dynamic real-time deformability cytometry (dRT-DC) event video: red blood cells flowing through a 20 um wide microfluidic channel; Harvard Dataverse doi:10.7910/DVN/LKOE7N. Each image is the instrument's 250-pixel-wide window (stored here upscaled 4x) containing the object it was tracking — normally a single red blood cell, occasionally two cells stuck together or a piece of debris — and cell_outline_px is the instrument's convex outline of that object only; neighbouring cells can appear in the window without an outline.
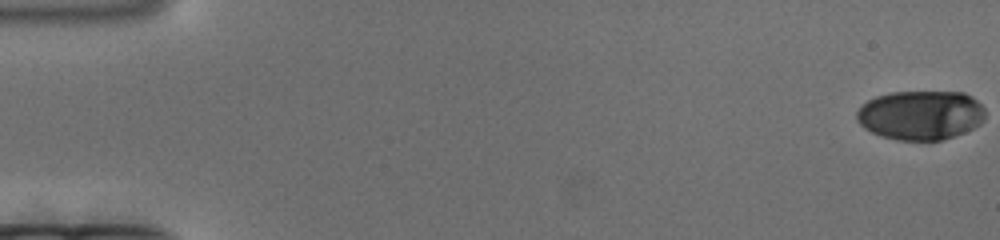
{"species": "human", "species_latin": "Homo sapiens", "temperature_condition": "cold", "stored_images_in_passage": 181, "camera_frame_rate_fps": 3000, "um_per_image_px": 0.085, "donor": {"sex": "female"}, "frame": {"image": 1, "passage_image": 1, "time_ms": 0.0, "image_size_px": [1000, 240], "cell_outline_px": [[984, 120], [980, 124], [964, 132], [940, 140], [900, 140], [884, 136], [872, 132], [864, 128], [860, 124], [856, 116], [856, 112], [860, 104], [876, 96], [892, 92], [964, 92], [972, 96], [984, 108]], "centroid_in_image_um": [78.24, 9.77], "position_along_channel_um": 6.8, "area_um2": 36.88}}
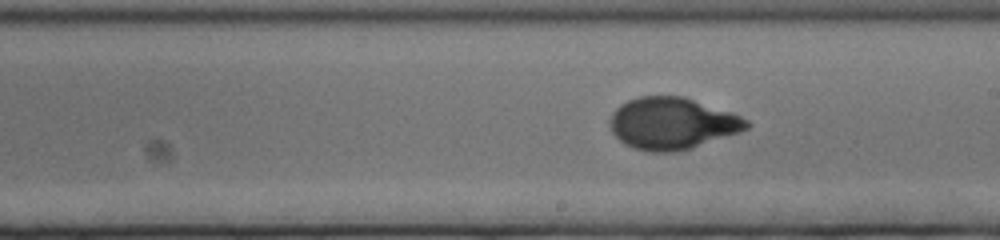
{"frame": {"image": 2, "passage_image": 104, "time_ms": 34.333, "image_size_px": [1000, 240], "cell_outline_px": [[752, 124], [748, 128], [740, 132], [692, 148], [676, 152], [648, 152], [632, 148], [624, 144], [612, 132], [608, 120], [612, 112], [620, 104], [628, 100], [640, 96], [684, 96], [732, 112], [748, 120]], "centroid_in_image_um": [57.13, 10.49], "position_along_channel_um": 231.9, "area_um2": 41.67}}
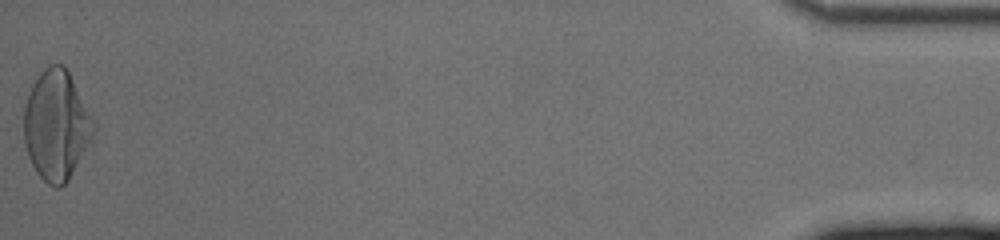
{"frame": {"image": 3, "passage_image": 181, "time_ms": 60.0, "image_size_px": [1000, 240], "cell_outline_px": [[96, 128], [92, 140], [68, 180], [60, 188], [56, 188], [48, 184], [36, 172], [28, 156], [24, 144], [24, 104], [28, 92], [32, 84], [40, 72], [44, 68], [52, 64], [64, 64], [96, 124]], "centroid_in_image_um": [4.78, 10.65], "position_along_channel_um": 430.4, "area_um2": 44.68}}